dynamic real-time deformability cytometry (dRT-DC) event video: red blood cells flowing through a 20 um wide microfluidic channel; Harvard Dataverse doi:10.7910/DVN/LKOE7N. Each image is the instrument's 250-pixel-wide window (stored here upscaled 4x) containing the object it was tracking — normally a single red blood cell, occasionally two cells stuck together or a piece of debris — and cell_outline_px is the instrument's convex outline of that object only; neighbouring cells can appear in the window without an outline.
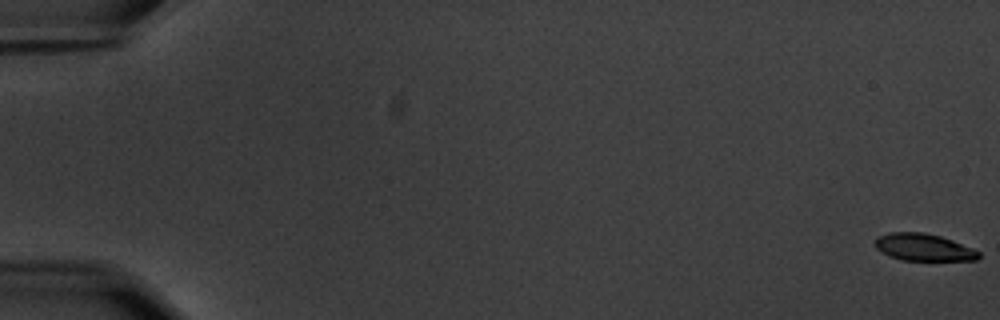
{"species": "common noctule bat (a hibernating species)", "species_latin": "Nyctalus noctula", "temperature_condition": "warm", "stored_images_in_passage": 59, "camera_frame_rate_fps": 3000, "um_per_image_px": 0.085, "animal": {"sex": "male", "body_mass_g": 20.1, "forearm_length_mm": 53.5}, "frame": {"image": 1, "passage_image": 1, "time_ms": 0.0, "image_size_px": [1000, 320], "cell_outline_px": [[980, 256], [976, 260], [900, 260], [876, 248], [876, 236], [888, 232], [924, 232], [940, 236], [952, 240], [972, 248], [980, 252]], "centroid_in_image_um": [78.51, 21.01], "position_along_channel_um": 6.5, "area_um2": 16.24}}
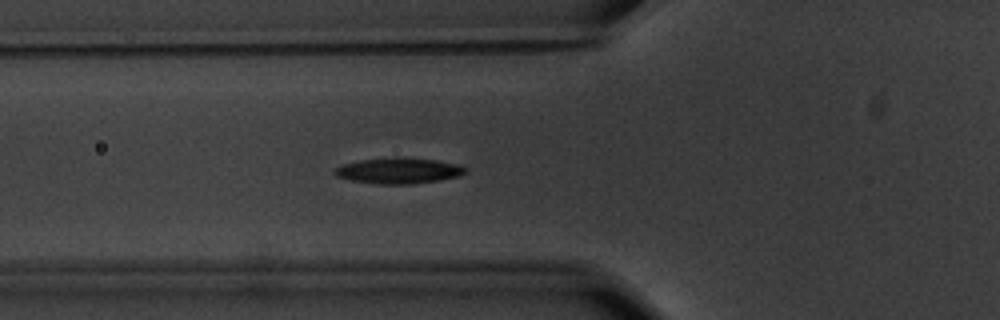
{"frame": {"image": 2, "passage_image": 23, "time_ms": 7.333, "image_size_px": [1000, 320], "cell_outline_px": [[468, 172], [460, 176], [440, 180], [412, 184], [376, 184], [348, 180], [336, 176], [332, 172], [340, 164], [360, 160], [392, 156], [400, 156], [436, 160], [456, 164], [468, 168]], "centroid_in_image_um": [33.87, 14.5], "position_along_channel_um": 91.9, "area_um2": 20.17}}
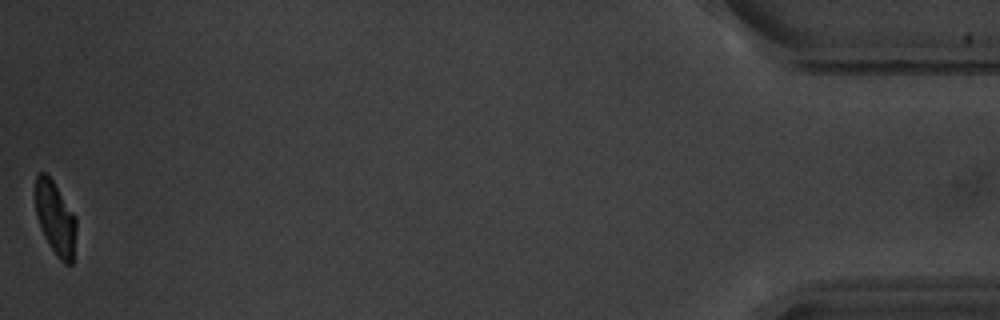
{"frame": {"image": 3, "passage_image": 59, "time_ms": 19.333, "image_size_px": [1000, 320], "cell_outline_px": [[76, 232], [72, 264], [64, 264], [56, 256], [48, 244], [44, 236], [36, 216], [36, 176], [40, 172], [44, 172], [52, 180], [76, 216]], "centroid_in_image_um": [4.72, 18.59], "position_along_channel_um": 430.5, "area_um2": 17.4}, "authors_computed_cell_mechanics": {"area_um2": 18.785, "velocity_mm_per_s": 3.5518, "shape_relaxation_time_tau1_ms": 2.9759, "shape_relaxation_time_tau2_ms": 2.4234, "deformation_change_tau1": 0.1397, "deformation_change_tau2": 0.0734}}